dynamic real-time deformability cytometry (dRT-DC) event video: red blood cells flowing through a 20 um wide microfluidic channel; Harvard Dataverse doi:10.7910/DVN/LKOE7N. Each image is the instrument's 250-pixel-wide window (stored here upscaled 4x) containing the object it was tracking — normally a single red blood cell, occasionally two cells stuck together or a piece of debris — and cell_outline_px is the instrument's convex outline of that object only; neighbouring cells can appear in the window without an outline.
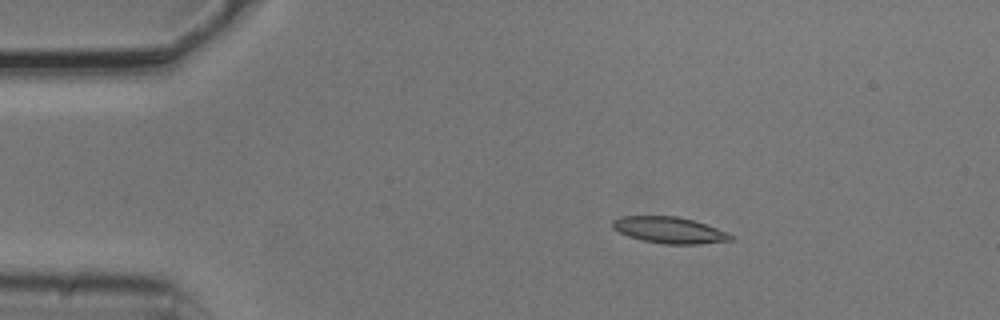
{"species": "common noctule bat (a hibernating species)", "species_latin": "Nyctalus noctula", "temperature_condition": "cold", "stored_images_in_passage": 4, "camera_frame_rate_fps": 3000, "um_per_image_px": 0.085, "animal": {"sex": "male", "body_mass_g": 20.5, "forearm_length_mm": 52.5}, "frame": {"image": 1, "passage_image": 3, "time_ms": 0.667, "image_size_px": [1000, 320], "cell_outline_px": [[736, 240], [700, 244], [664, 244], [644, 240], [628, 236], [612, 228], [612, 220], [620, 216], [676, 216], [692, 220], [728, 232]], "centroid_in_image_um": [56.9, 19.56], "position_along_channel_um": 28.1, "area_um2": 18.09}}